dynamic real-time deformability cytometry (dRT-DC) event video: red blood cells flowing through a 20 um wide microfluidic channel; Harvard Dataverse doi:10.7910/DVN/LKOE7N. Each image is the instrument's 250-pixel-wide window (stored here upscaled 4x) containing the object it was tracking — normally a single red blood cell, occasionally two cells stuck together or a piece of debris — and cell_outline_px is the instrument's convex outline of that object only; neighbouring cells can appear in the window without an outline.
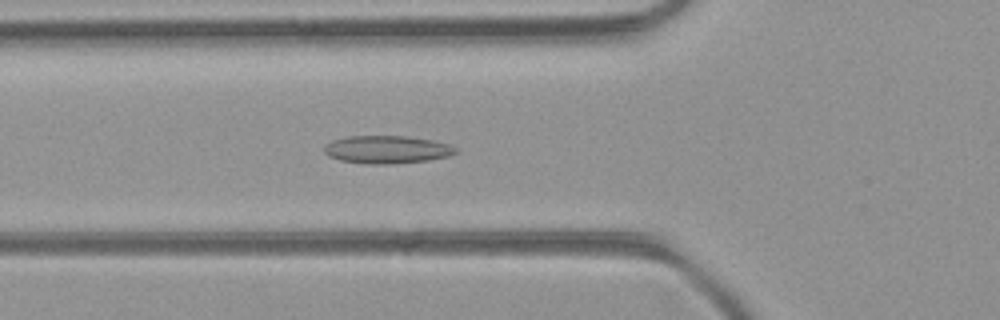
{"species": "common noctule bat (a hibernating species)", "species_latin": "Nyctalus noctula", "temperature_condition": "room temperature", "stored_images_in_passage": 23, "camera_frame_rate_fps": 3000, "um_per_image_px": 0.085, "animal": {"sex": "female", "body_mass_g": 21.9}, "frame": {"image": 1, "passage_image": 8, "time_ms": 2.333, "image_size_px": [1000, 320], "cell_outline_px": [[460, 152], [448, 156], [428, 160], [392, 164], [364, 164], [340, 160], [328, 156], [324, 152], [324, 144], [332, 140], [348, 136], [408, 136], [432, 140], [448, 144], [456, 148]], "centroid_in_image_um": [32.87, 12.71], "position_along_channel_um": 92.9, "area_um2": 21.5}}
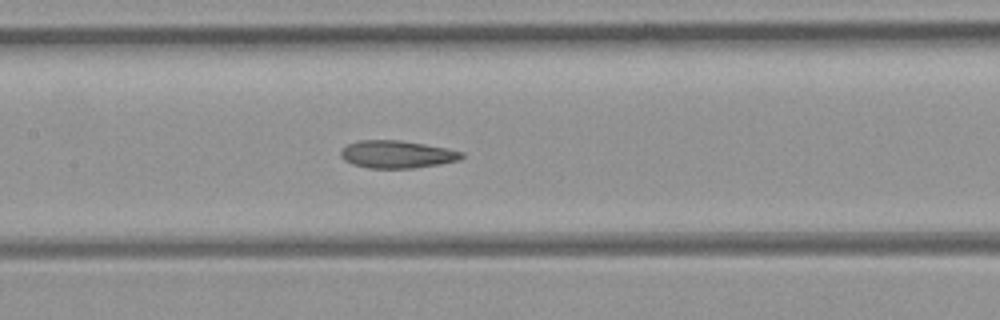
{"frame": {"image": 2, "passage_image": 14, "time_ms": 4.333, "image_size_px": [1000, 320], "cell_outline_px": [[464, 156], [460, 160], [440, 164], [412, 168], [368, 168], [352, 164], [344, 160], [340, 156], [340, 152], [348, 144], [360, 140], [400, 140], [448, 148], [464, 152]], "centroid_in_image_um": [33.76, 13.12], "position_along_channel_um": 173.6, "area_um2": 19.48}}
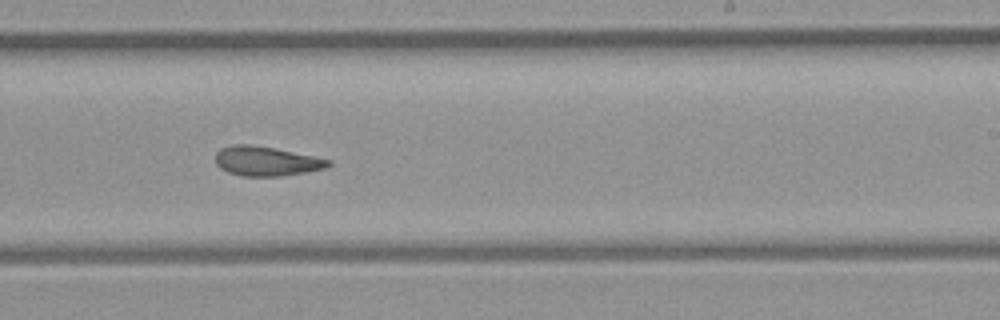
{"frame": {"image": 3, "passage_image": 21, "time_ms": 6.667, "image_size_px": [1000, 320], "cell_outline_px": [[332, 164], [324, 168], [304, 172], [280, 176], [244, 176], [228, 172], [220, 168], [216, 164], [216, 152], [220, 148], [232, 144], [252, 144], [332, 160]], "centroid_in_image_um": [22.59, 13.69], "position_along_channel_um": 266.4, "area_um2": 19.19}}